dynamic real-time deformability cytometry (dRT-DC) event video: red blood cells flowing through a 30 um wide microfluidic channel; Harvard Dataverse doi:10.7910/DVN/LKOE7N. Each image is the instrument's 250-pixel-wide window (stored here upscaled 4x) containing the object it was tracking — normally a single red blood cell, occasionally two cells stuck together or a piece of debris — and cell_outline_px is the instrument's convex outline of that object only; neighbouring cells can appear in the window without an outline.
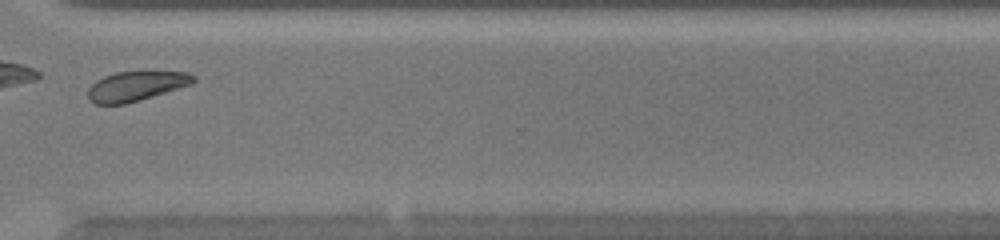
{"species": "common noctule bat (a hibernating species)", "species_latin": "Nyctalus noctula", "temperature_condition": "warm", "stored_images_in_passage": 28, "camera_frame_rate_fps": 3000, "um_per_image_px": 0.085, "animal": {"sex": "female", "body_mass_g": 20.0, "forearm_length_mm": 54.0}, "frame": {"image": 1, "passage_image": 24, "time_ms": 7.667, "image_size_px": [1000, 240], "cell_outline_px": [[196, 80], [192, 84], [152, 96], [124, 104], [96, 104], [88, 96], [88, 88], [96, 80], [104, 76], [116, 72], [188, 72], [196, 76]], "centroid_in_image_um": [11.57, 7.31], "position_along_channel_um": 359.0, "area_um2": 17.92}}